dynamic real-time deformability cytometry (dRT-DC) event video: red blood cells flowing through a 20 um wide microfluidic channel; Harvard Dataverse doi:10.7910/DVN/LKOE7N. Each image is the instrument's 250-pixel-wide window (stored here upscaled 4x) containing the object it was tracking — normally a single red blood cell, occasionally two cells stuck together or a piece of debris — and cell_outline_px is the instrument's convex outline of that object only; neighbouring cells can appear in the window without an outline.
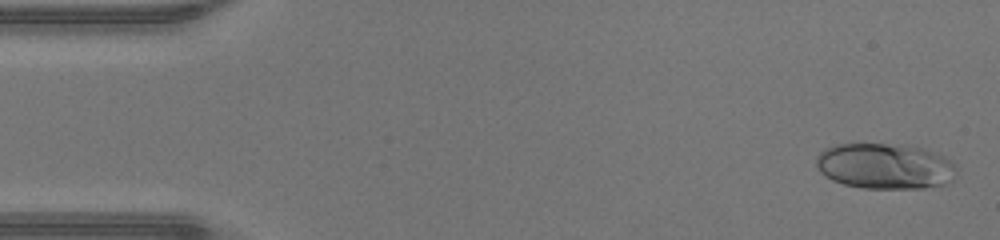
{"species": "human", "species_latin": "Homo sapiens", "temperature_condition": "warm", "stored_images_in_passage": 47, "camera_frame_rate_fps": 3000, "um_per_image_px": 0.085, "donor": {"sex": "male"}, "frame": {"image": 1, "passage_image": 2, "time_ms": 0.333, "image_size_px": [1000, 240], "cell_outline_px": [[956, 176], [948, 184], [924, 188], [864, 188], [844, 184], [832, 180], [820, 172], [816, 164], [816, 156], [824, 148], [836, 144], [904, 144], [924, 148], [936, 152], [952, 160], [956, 164]], "centroid_in_image_um": [75.27, 14.11], "position_along_channel_um": 9.7, "area_um2": 37.92}}
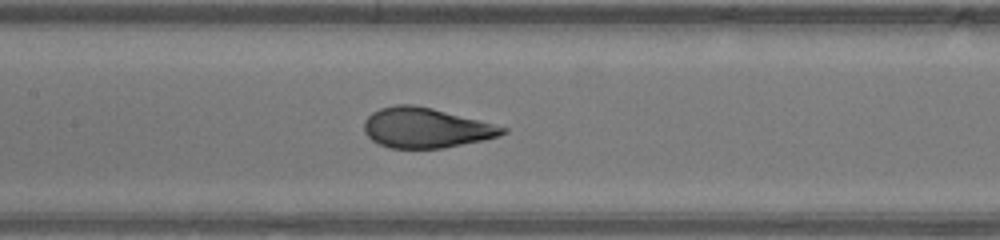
{"frame": {"image": 2, "passage_image": 22, "time_ms": 7.0, "image_size_px": [1000, 240], "cell_outline_px": [[508, 132], [496, 136], [480, 140], [440, 148], [388, 148], [372, 140], [364, 132], [364, 120], [372, 112], [380, 108], [396, 104], [412, 104], [432, 108], [508, 128]], "centroid_in_image_um": [36.13, 10.86], "position_along_channel_um": 171.3, "area_um2": 31.85}}
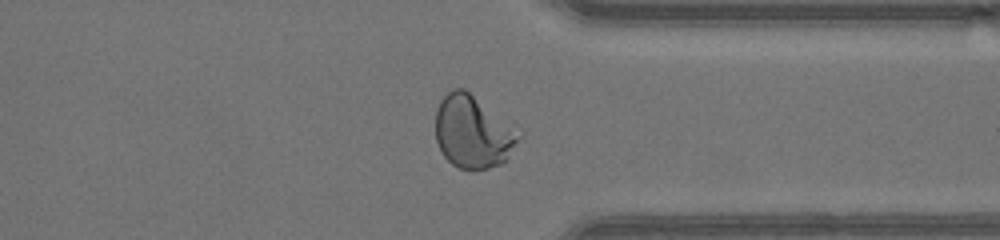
{"frame": {"image": 3, "passage_image": 36, "time_ms": 11.667, "image_size_px": [1000, 240], "cell_outline_px": [[520, 136], [504, 160], [500, 164], [488, 168], [456, 168], [444, 156], [436, 140], [436, 108], [440, 100], [452, 88], [464, 88]], "centroid_in_image_um": [40.07, 11.22], "position_along_channel_um": 371.3, "area_um2": 33.52}, "authors_computed_cell_mechanics": {"area_um2": 33.5818, "velocity_mm_per_s": 4.3671, "shape_relaxation_time_tau1_ms": 5.2736, "shape_relaxation_time_tau2_ms": null, "deformation_change_tau1": 0.2523, "deformation_change_tau2": null}}